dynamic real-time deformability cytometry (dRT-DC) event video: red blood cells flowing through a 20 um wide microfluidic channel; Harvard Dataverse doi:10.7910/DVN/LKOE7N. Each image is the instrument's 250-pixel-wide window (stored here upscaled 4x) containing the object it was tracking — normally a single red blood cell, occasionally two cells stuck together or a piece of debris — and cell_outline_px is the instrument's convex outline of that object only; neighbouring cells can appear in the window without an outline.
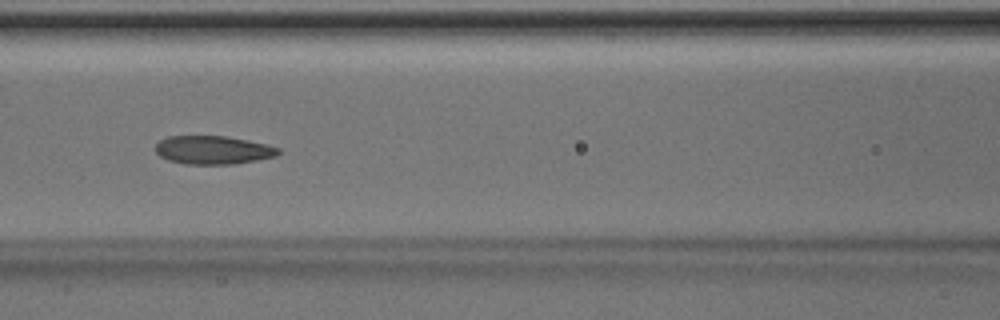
{"species": "Egyptian fruit bat (a non-hibernating species)", "species_latin": "Rousettus aegyptiacus", "temperature_condition": "room temperature", "stored_images_in_passage": 31, "camera_frame_rate_fps": 3000, "um_per_image_px": 0.085, "animal": {"sex": "male"}, "frame": {"image": 1, "passage_image": 8, "time_ms": 2.333, "image_size_px": [1000, 320], "cell_outline_px": [[280, 152], [276, 156], [236, 164], [184, 164], [168, 160], [160, 156], [156, 152], [156, 144], [160, 140], [168, 136], [228, 136], [248, 140], [280, 148]], "centroid_in_image_um": [18.1, 12.75], "position_along_channel_um": 148.5, "area_um2": 20.35}}
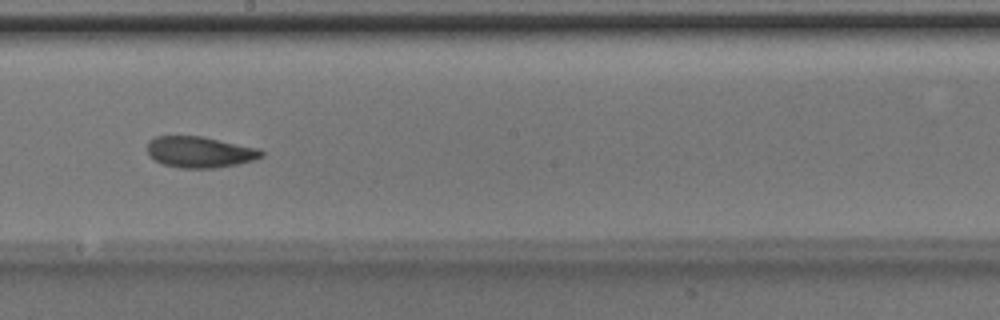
{"frame": {"image": 2, "passage_image": 14, "time_ms": 4.333, "image_size_px": [1000, 320], "cell_outline_px": [[264, 156], [252, 160], [236, 164], [212, 168], [180, 168], [164, 164], [156, 160], [148, 152], [148, 140], [156, 136], [200, 136], [260, 148], [264, 152]], "centroid_in_image_um": [17.0, 12.91], "position_along_channel_um": 231.2, "area_um2": 20.52}}
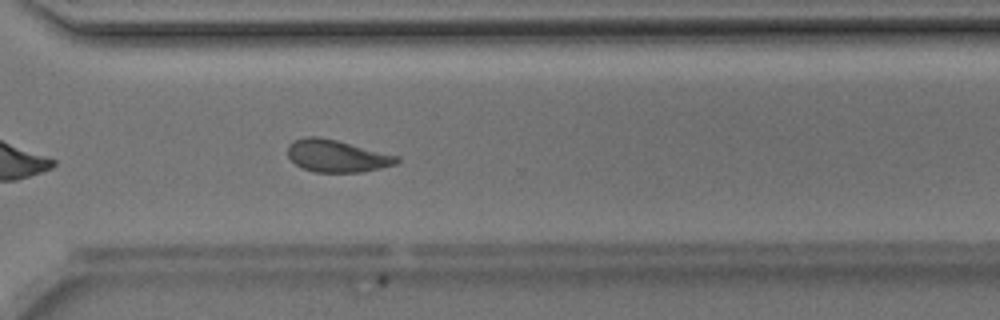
{"frame": {"image": 3, "passage_image": 22, "time_ms": 7.0, "image_size_px": [1000, 320], "cell_outline_px": [[400, 160], [396, 164], [380, 168], [360, 172], [316, 172], [304, 168], [296, 164], [288, 156], [288, 144], [304, 136], [320, 136], [400, 156]], "centroid_in_image_um": [28.64, 13.25], "position_along_channel_um": 342.0, "area_um2": 20.4}, "authors_computed_cell_mechanics": {"area_um2": 20.808, "velocity_mm_per_s": 4.1674, "shape_relaxation_time_tau1_ms": 10.4648, "shape_relaxation_time_tau2_ms": 3.3835, "deformation_change_tau1": 0.1977, "deformation_change_tau2": 0.0871}}